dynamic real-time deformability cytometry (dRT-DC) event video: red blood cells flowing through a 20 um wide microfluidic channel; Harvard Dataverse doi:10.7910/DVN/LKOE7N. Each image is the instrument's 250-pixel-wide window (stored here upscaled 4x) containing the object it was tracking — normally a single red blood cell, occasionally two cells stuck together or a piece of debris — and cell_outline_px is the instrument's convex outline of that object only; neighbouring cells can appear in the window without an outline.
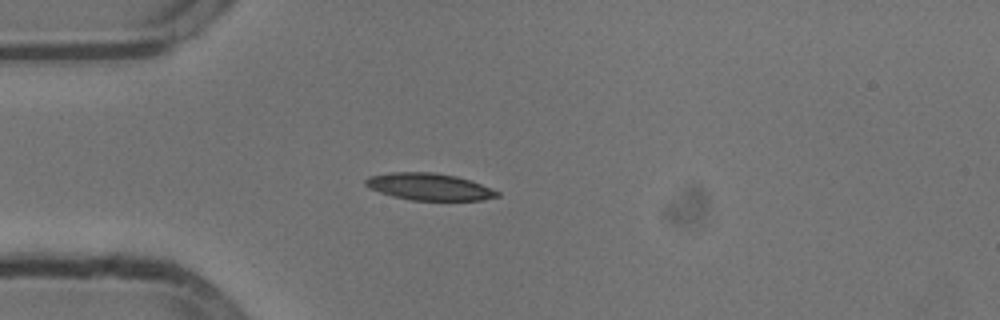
{"species": "common noctule bat (a hibernating species)", "species_latin": "Nyctalus noctula", "temperature_condition": "cold", "stored_images_in_passage": 26, "camera_frame_rate_fps": 3000, "um_per_image_px": 0.085, "animal": {"sex": "male", "body_mass_g": 13.3}, "frame": {"image": 1, "passage_image": 1, "time_ms": 0.0, "image_size_px": [1000, 320], "cell_outline_px": [[500, 196], [484, 200], [412, 200], [392, 196], [380, 192], [364, 184], [364, 180], [368, 176], [392, 172], [432, 172], [456, 176], [472, 180], [500, 192]], "centroid_in_image_um": [36.51, 15.87], "position_along_channel_um": 48.5, "area_um2": 20.69}}
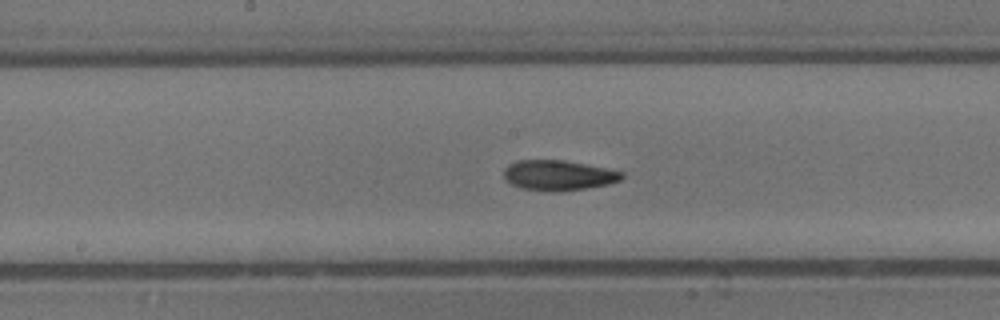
{"frame": {"image": 2, "passage_image": 14, "time_ms": 4.333, "image_size_px": [1000, 320], "cell_outline_px": [[624, 176], [620, 180], [608, 184], [560, 192], [552, 192], [520, 188], [504, 180], [504, 168], [508, 164], [516, 160], [564, 160], [624, 172]], "centroid_in_image_um": [47.41, 14.9], "position_along_channel_um": 200.8, "area_um2": 20.81}}
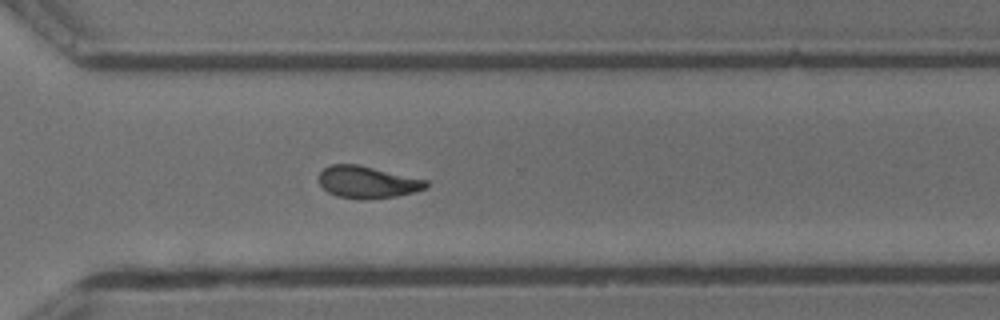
{"frame": {"image": 3, "passage_image": 25, "time_ms": 8.0, "image_size_px": [1000, 320], "cell_outline_px": [[428, 188], [396, 196], [368, 200], [364, 200], [336, 196], [328, 192], [320, 184], [320, 172], [324, 168], [332, 164], [356, 164], [428, 180]], "centroid_in_image_um": [31.24, 15.49], "position_along_channel_um": 339.4, "area_um2": 19.94}}